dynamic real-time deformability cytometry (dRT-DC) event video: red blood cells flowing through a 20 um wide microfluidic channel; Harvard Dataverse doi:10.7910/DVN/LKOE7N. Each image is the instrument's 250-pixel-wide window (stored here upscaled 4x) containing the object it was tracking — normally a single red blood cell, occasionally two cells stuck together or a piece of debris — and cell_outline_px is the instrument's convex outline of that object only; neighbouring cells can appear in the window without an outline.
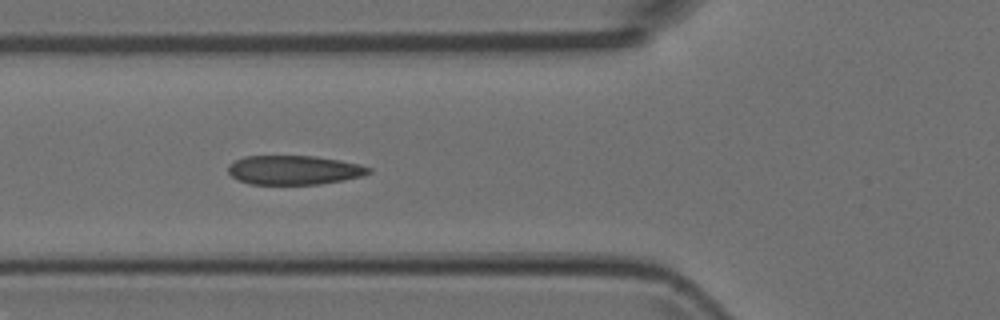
{"species": "Egyptian fruit bat (a non-hibernating species)", "species_latin": "Rousettus aegyptiacus", "temperature_condition": "room temperature", "stored_images_in_passage": 6, "camera_frame_rate_fps": 3000, "um_per_image_px": 0.085, "animal": {"sex": "female"}, "frame": {"image": 1, "passage_image": 4, "time_ms": 1.0, "image_size_px": [1000, 320], "cell_outline_px": [[372, 172], [364, 176], [344, 180], [320, 184], [248, 184], [236, 180], [228, 172], [228, 164], [244, 156], [316, 156], [340, 160], [360, 164], [372, 168]], "centroid_in_image_um": [25.01, 14.45], "position_along_channel_um": 100.8, "area_um2": 24.16}}
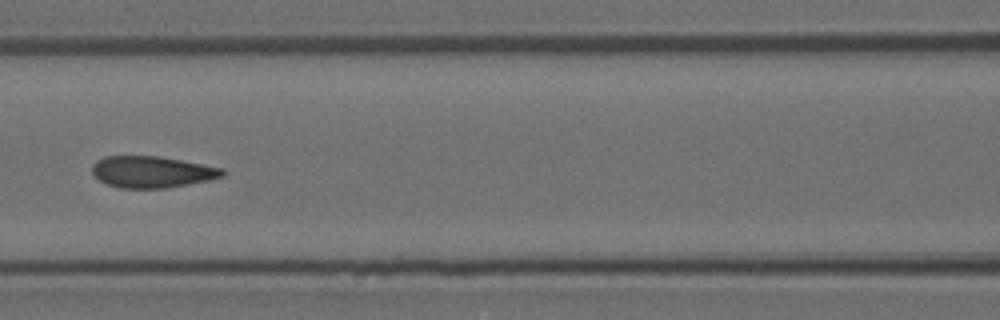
{"frame": {"image": 2, "passage_image": 5, "time_ms": 1.333, "image_size_px": [1000, 320], "cell_outline_px": [[224, 176], [208, 180], [188, 184], [164, 188], [120, 188], [108, 184], [100, 180], [92, 172], [92, 164], [96, 160], [104, 156], [160, 156], [224, 168]], "centroid_in_image_um": [12.91, 14.6], "position_along_channel_um": 153.7, "area_um2": 23.87}}
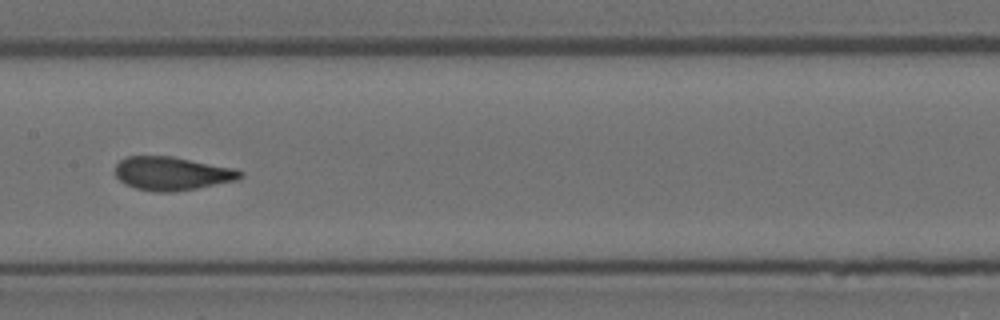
{"frame": {"image": 3, "passage_image": 6, "time_ms": 1.667, "image_size_px": [1000, 320], "cell_outline_px": [[244, 176], [236, 180], [176, 192], [156, 192], [136, 188], [124, 184], [116, 176], [116, 164], [120, 160], [128, 156], [168, 156], [236, 168], [244, 172]], "centroid_in_image_um": [14.63, 14.75], "position_along_channel_um": 192.8, "area_um2": 24.33}}